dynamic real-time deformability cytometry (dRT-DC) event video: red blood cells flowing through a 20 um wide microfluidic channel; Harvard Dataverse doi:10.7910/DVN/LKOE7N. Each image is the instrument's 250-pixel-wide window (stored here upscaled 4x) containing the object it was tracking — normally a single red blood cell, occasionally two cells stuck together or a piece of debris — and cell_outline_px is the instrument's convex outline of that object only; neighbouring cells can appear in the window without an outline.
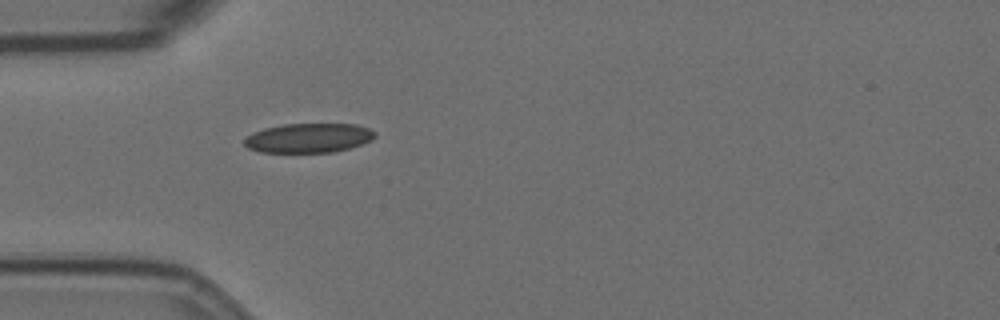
{"species": "Egyptian fruit bat (a non-hibernating species)", "species_latin": "Rousettus aegyptiacus", "temperature_condition": "room temperature", "stored_images_in_passage": 6, "camera_frame_rate_fps": 3000, "um_per_image_px": 0.085, "animal": {"sex": "female"}, "frame": {"image": 1, "passage_image": 1, "time_ms": 0.0, "image_size_px": [1000, 320], "cell_outline_px": [[376, 136], [372, 140], [348, 148], [332, 152], [260, 152], [248, 148], [244, 144], [244, 140], [252, 132], [264, 128], [284, 124], [356, 124], [368, 128], [376, 132]], "centroid_in_image_um": [26.22, 11.72], "position_along_channel_um": 58.8, "area_um2": 22.31}}